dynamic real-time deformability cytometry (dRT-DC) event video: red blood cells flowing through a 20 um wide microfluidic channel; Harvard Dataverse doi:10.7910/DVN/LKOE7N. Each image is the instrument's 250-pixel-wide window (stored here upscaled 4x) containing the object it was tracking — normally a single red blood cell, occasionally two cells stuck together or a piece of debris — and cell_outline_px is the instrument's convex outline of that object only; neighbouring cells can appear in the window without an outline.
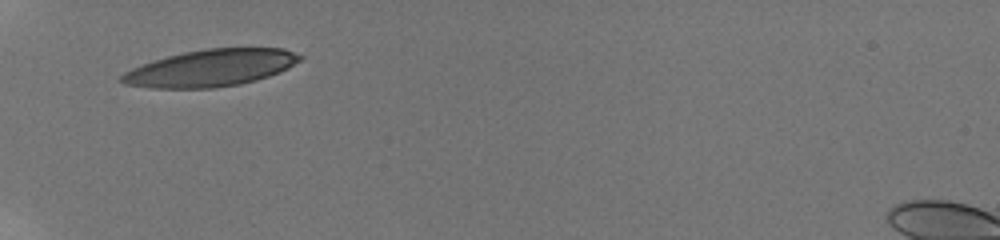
{"species": "human", "species_latin": "Homo sapiens", "temperature_condition": "room temperature", "stored_images_in_passage": 5, "camera_frame_rate_fps": 3000, "um_per_image_px": 0.085, "donor": {"sex": "male"}, "frame": {"image": 1, "passage_image": 1, "time_ms": 0.0, "image_size_px": [1000, 240], "cell_outline_px": [[304, 56], [300, 60], [288, 68], [280, 72], [256, 80], [240, 84], [216, 88], [152, 88], [124, 84], [120, 80], [120, 76], [124, 72], [132, 68], [168, 56], [184, 52], [208, 48], [284, 48]], "centroid_in_image_um": [17.94, 5.78], "position_along_channel_um": 67.1, "area_um2": 38.21}}